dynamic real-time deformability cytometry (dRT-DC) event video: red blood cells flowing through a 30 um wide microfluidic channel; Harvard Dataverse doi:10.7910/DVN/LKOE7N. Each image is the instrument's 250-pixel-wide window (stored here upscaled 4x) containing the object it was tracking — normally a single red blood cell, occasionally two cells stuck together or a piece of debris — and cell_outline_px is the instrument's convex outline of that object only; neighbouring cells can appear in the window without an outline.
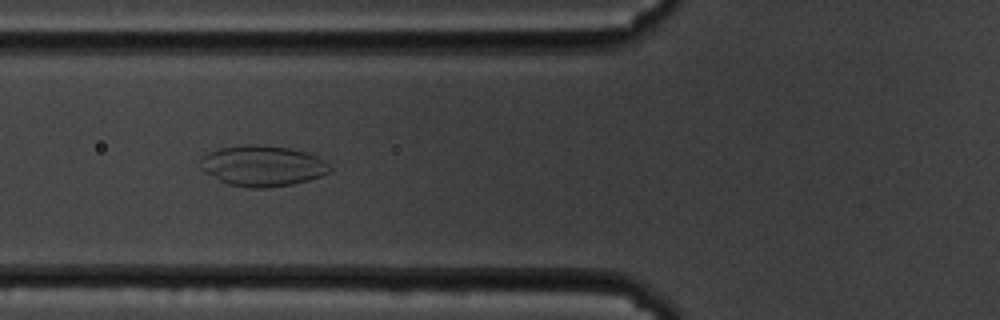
{"species": "common noctule bat (a hibernating species)", "species_latin": "Nyctalus noctula", "temperature_condition": "cold", "stored_images_in_passage": 59, "camera_frame_rate_fps": 3000, "um_per_image_px": 0.085, "animal": {"sex": "male", "body_mass_g": 19.5, "forearm_length_mm": 54.6}, "frame": {"image": 1, "passage_image": 22, "time_ms": 7.0, "image_size_px": [1000, 320], "cell_outline_px": [[332, 168], [328, 172], [320, 176], [308, 180], [292, 184], [264, 188], [252, 188], [228, 184], [204, 172], [200, 168], [200, 156], [208, 152], [220, 148], [288, 148], [304, 152], [316, 156], [324, 160]], "centroid_in_image_um": [22.3, 14.15], "position_along_channel_um": 103.5, "area_um2": 29.48}}
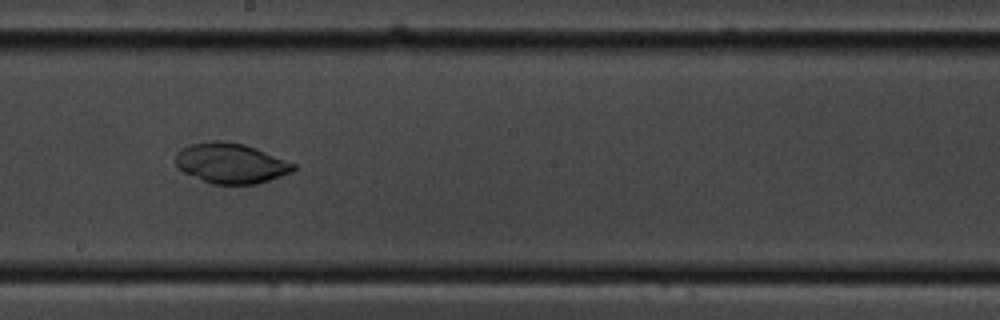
{"frame": {"image": 2, "passage_image": 33, "time_ms": 10.667, "image_size_px": [1000, 320], "cell_outline_px": [[296, 168], [292, 172], [256, 184], [212, 184], [184, 172], [176, 164], [176, 152], [188, 144], [212, 140], [224, 140], [244, 144], [256, 148], [296, 164]], "centroid_in_image_um": [19.61, 13.86], "position_along_channel_um": 228.6, "area_um2": 27.57}}
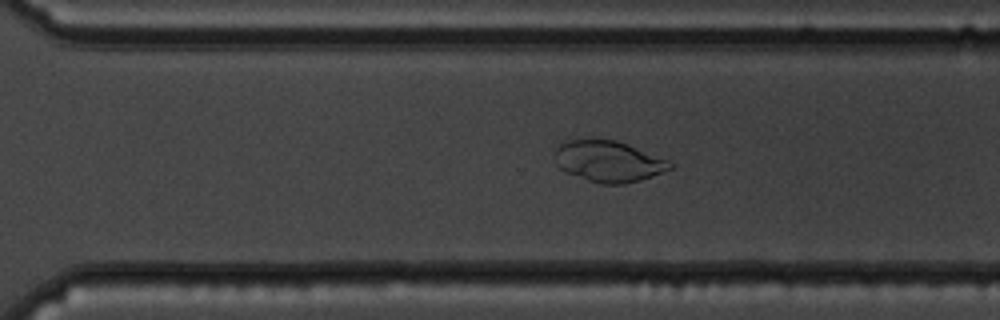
{"frame": {"image": 3, "passage_image": 41, "time_ms": 13.333, "image_size_px": [1000, 320], "cell_outline_px": [[676, 164], [672, 168], [652, 176], [640, 180], [624, 184], [600, 184], [564, 172], [556, 164], [552, 156], [552, 152], [560, 144], [568, 140], [616, 140], [628, 144], [668, 160]], "centroid_in_image_um": [51.69, 13.72], "position_along_channel_um": 318.9, "area_um2": 27.74}}